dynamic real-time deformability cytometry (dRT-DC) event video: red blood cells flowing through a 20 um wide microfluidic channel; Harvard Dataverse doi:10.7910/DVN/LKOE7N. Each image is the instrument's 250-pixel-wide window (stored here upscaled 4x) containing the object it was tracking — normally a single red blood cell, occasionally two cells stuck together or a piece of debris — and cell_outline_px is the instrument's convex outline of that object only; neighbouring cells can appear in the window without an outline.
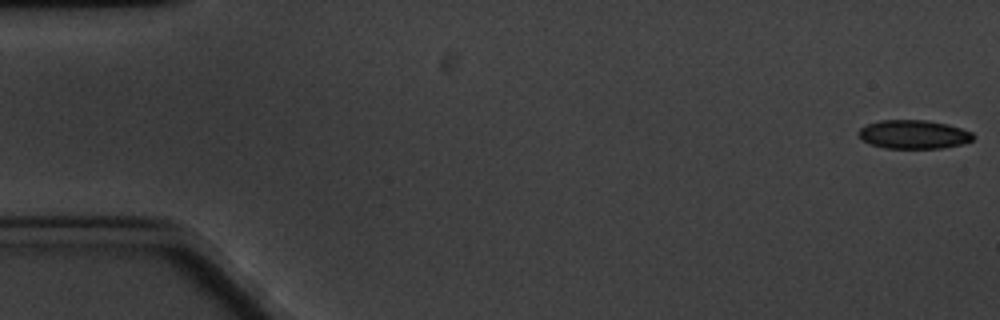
{"species": "common noctule bat (a hibernating species)", "species_latin": "Nyctalus noctula", "temperature_condition": "cold", "stored_images_in_passage": 6, "segment_of_instrument_passage": [1, 2], "camera_frame_rate_fps": 3000, "um_per_image_px": 0.085, "animal": {"sex": "male", "body_mass_g": 20.1, "forearm_length_mm": 53.5}, "frame": {"image": 1, "passage_image": 1, "time_ms": 0.0, "image_size_px": [1000, 320], "cell_outline_px": [[976, 136], [972, 140], [964, 144], [944, 148], [884, 148], [872, 144], [864, 140], [856, 132], [860, 128], [868, 124], [880, 120], [924, 120], [948, 124], [972, 132]], "centroid_in_image_um": [77.7, 11.42], "position_along_channel_um": 7.3, "area_um2": 19.19}}
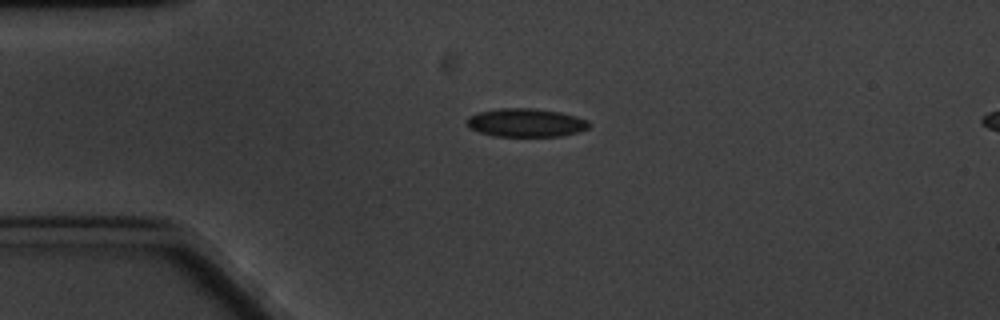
{"frame": {"image": 2, "passage_image": 4, "time_ms": 4.333, "image_size_px": [1000, 320], "cell_outline_px": [[592, 124], [588, 128], [580, 132], [560, 136], [492, 136], [468, 128], [464, 120], [468, 116], [476, 112], [500, 108], [536, 108], [560, 112], [576, 116], [588, 120]], "centroid_in_image_um": [44.68, 10.42], "position_along_channel_um": 40.3, "area_um2": 20.63}}